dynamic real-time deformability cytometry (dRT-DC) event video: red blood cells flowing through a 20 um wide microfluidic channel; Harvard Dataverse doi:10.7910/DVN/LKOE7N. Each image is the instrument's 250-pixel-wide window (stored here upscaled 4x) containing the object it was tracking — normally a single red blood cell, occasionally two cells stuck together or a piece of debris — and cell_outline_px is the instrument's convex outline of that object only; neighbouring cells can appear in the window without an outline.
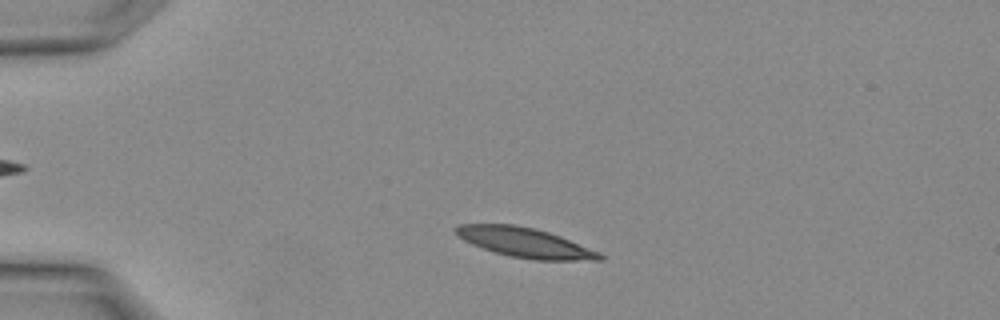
{"species": "Egyptian fruit bat (a non-hibernating species)", "species_latin": "Rousettus aegyptiacus", "temperature_condition": "warm", "stored_images_in_passage": 4, "camera_frame_rate_fps": 3000, "um_per_image_px": 0.085, "animal": {"sex": "female"}, "frame": {"image": 1, "passage_image": 3, "time_ms": 0.667, "image_size_px": [1000, 320], "cell_outline_px": [[604, 260], [536, 260], [512, 256], [496, 252], [472, 244], [464, 240], [452, 228], [460, 224], [516, 224], [548, 232], [560, 236], [600, 252], [604, 256]], "centroid_in_image_um": [44.65, 20.61], "position_along_channel_um": 40.4, "area_um2": 24.57}}